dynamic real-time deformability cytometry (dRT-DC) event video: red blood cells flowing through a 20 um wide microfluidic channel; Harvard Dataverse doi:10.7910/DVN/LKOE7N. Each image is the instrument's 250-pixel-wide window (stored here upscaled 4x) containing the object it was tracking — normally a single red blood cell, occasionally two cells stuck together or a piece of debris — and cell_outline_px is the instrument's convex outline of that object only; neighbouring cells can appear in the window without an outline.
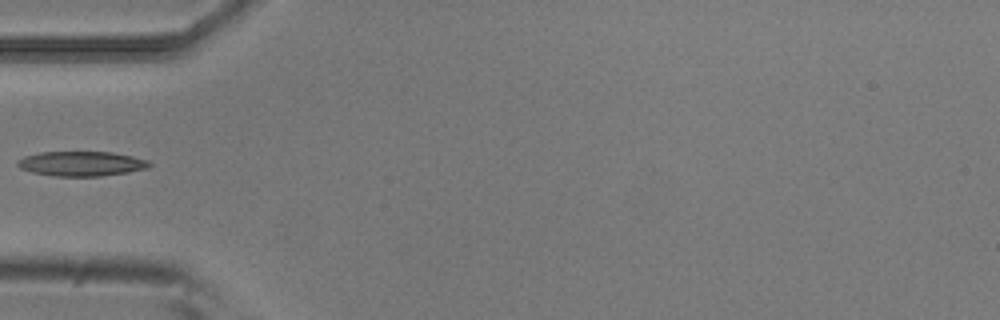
{"species": "common noctule bat (a hibernating species)", "species_latin": "Nyctalus noctula", "temperature_condition": "room temperature", "stored_images_in_passage": 6, "camera_frame_rate_fps": 3000, "um_per_image_px": 0.085, "animal": {"sex": "male", "body_mass_g": 20.5, "forearm_length_mm": 52.5}, "frame": {"image": 1, "passage_image": 5, "time_ms": 1.333, "image_size_px": [1000, 320], "cell_outline_px": [[152, 164], [148, 168], [128, 172], [100, 176], [56, 176], [32, 172], [20, 168], [16, 164], [16, 160], [24, 156], [40, 152], [112, 152], [132, 156], [148, 160]], "centroid_in_image_um": [6.91, 13.91], "position_along_channel_um": 78.1, "area_um2": 19.02}}
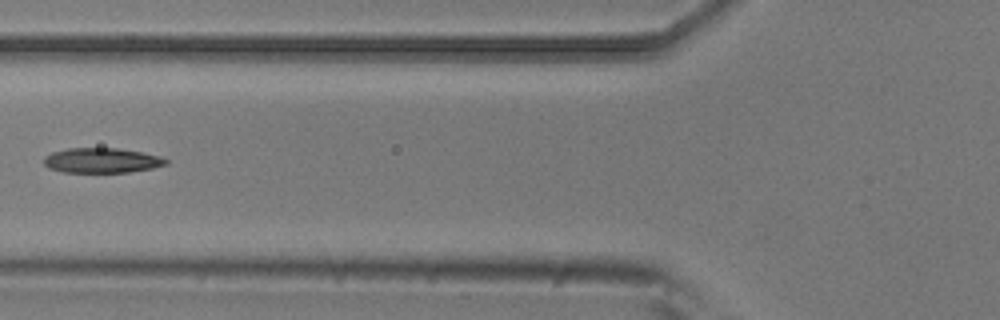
{"frame": {"image": 2, "passage_image": 6, "time_ms": 1.667, "image_size_px": [1000, 320], "cell_outline_px": [[168, 164], [152, 168], [128, 172], [64, 172], [48, 168], [44, 164], [44, 156], [52, 152], [68, 148], [116, 148], [140, 152], [160, 156], [168, 160]], "centroid_in_image_um": [8.63, 13.63], "position_along_channel_um": 117.2, "area_um2": 17.69}}